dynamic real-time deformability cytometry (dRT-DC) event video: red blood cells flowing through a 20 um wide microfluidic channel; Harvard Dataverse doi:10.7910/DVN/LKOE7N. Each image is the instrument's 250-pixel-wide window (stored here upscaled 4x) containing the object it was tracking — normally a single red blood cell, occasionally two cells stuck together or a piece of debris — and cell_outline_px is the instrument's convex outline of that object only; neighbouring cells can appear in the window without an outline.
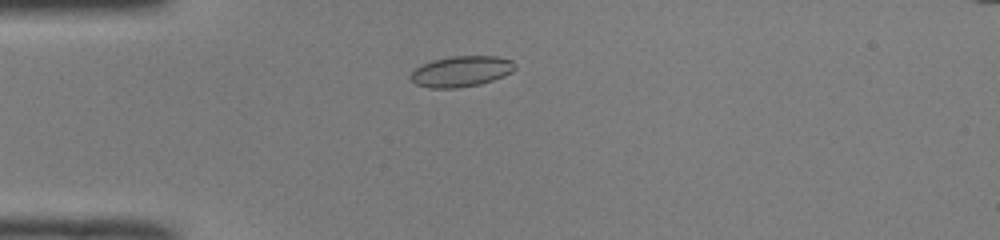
{"species": "common noctule bat (a hibernating species)", "species_latin": "Nyctalus noctula", "temperature_condition": "room temperature", "stored_images_in_passage": 45, "camera_frame_rate_fps": 3000, "um_per_image_px": 0.085, "animal": {"sex": "male", "body_mass_g": 19.0, "forearm_length_mm": 50.8}, "frame": {"image": 1, "passage_image": 8, "time_ms": 2.333, "image_size_px": [1000, 240], "cell_outline_px": [[516, 68], [512, 72], [504, 76], [480, 84], [456, 88], [428, 88], [416, 84], [408, 80], [408, 76], [416, 68], [432, 60], [452, 56], [496, 56], [512, 60], [516, 64]], "centroid_in_image_um": [39.19, 6.07], "position_along_channel_um": 45.8, "area_um2": 18.84}}
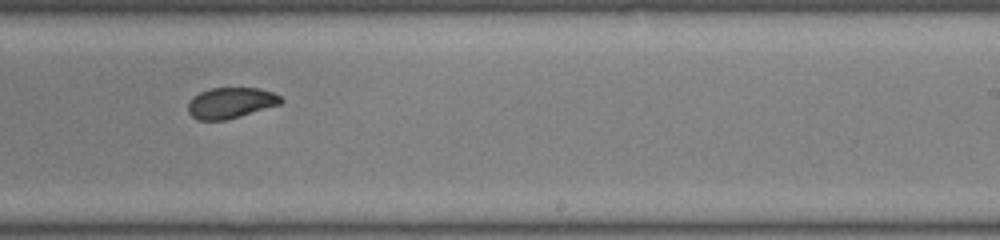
{"frame": {"image": 2, "passage_image": 26, "time_ms": 8.333, "image_size_px": [1000, 240], "cell_outline_px": [[284, 100], [280, 104], [240, 116], [224, 120], [196, 120], [188, 112], [188, 104], [200, 92], [212, 88], [260, 88], [272, 92], [280, 96]], "centroid_in_image_um": [19.63, 8.74], "position_along_channel_um": 269.4, "area_um2": 16.47}}
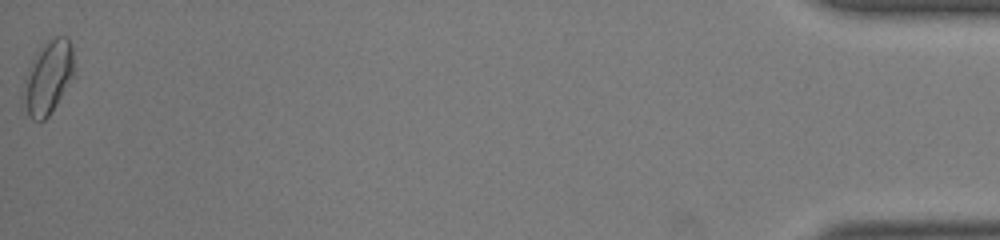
{"frame": {"image": 3, "passage_image": 45, "time_ms": 14.667, "image_size_px": [1000, 240], "cell_outline_px": [[76, 76], [48, 116], [44, 120], [32, 120], [20, 108], [20, 96], [24, 80], [28, 68], [32, 60], [40, 48], [48, 40], [56, 36], [64, 36], [72, 44]], "centroid_in_image_um": [4.06, 6.64], "position_along_channel_um": 431.1, "area_um2": 22.6}, "authors_computed_cell_mechanics": {"area_um2": 17.918, "velocity_mm_per_s": 4.0517, "shape_relaxation_time_tau1_ms": 3.9476, "shape_relaxation_time_tau2_ms": 1.4542, "deformation_change_tau1": 0.094, "deformation_change_tau2": 0.0439}}